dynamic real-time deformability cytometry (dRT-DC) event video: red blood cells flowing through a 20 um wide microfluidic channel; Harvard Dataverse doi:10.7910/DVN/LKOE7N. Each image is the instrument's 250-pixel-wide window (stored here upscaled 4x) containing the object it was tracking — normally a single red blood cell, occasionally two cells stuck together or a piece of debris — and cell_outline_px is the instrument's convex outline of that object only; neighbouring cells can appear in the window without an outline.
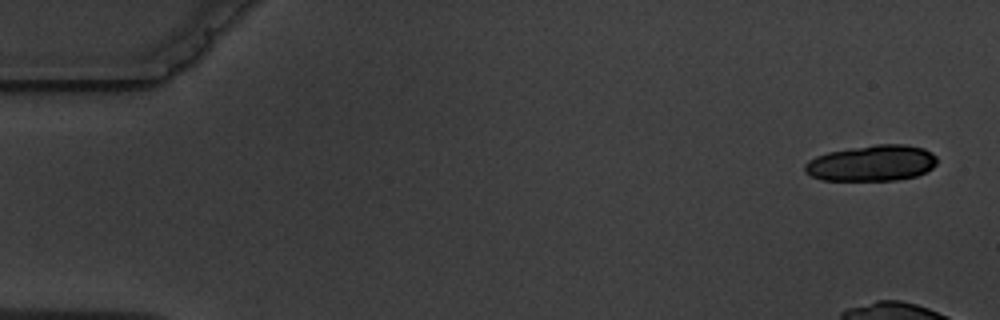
{"species": "common noctule bat (a hibernating species)", "species_latin": "Nyctalus noctula", "temperature_condition": "warm", "stored_images_in_passage": 6, "camera_frame_rate_fps": 3000, "um_per_image_px": 0.085, "animal": {"sex": "male", "body_mass_g": 19.5, "forearm_length_mm": 54.6}, "frame": {"image": 1, "passage_image": 1, "time_ms": 0.0, "image_size_px": [1000, 320], "cell_outline_px": [[936, 164], [932, 168], [916, 176], [896, 180], [820, 180], [804, 172], [804, 164], [808, 160], [816, 156], [828, 152], [876, 144], [904, 144], [924, 148], [932, 152], [936, 156]], "centroid_in_image_um": [74.09, 13.86], "position_along_channel_um": 10.9, "area_um2": 27.74}}